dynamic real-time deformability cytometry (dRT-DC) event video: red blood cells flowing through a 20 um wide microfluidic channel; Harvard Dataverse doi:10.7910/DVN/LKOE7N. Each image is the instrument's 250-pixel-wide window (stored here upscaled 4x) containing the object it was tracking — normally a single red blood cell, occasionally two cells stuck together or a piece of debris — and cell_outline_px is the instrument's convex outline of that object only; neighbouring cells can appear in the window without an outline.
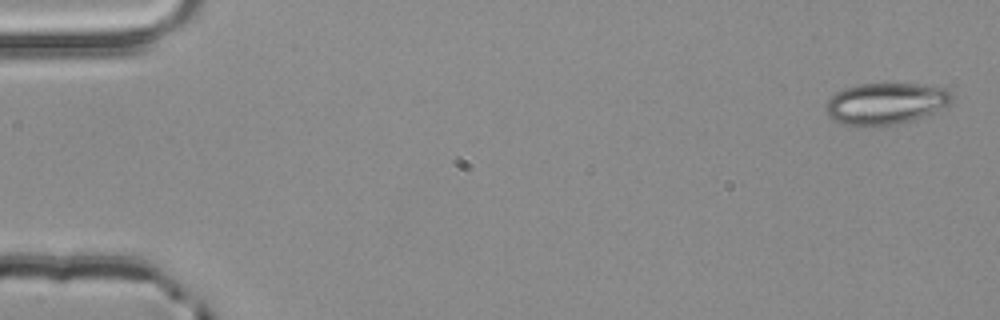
{"species": "common noctule bat (a hibernating species)", "species_latin": "Nyctalus noctula", "temperature_condition": "room temperature", "stored_images_in_passage": 5, "camera_frame_rate_fps": 3000, "um_per_image_px": 0.085, "animal": {"sex": "male", "body_mass_g": 20.4}, "frame": {"image": 1, "passage_image": 1, "time_ms": 0.0, "image_size_px": [1000, 320], "cell_outline_px": [[952, 100], [948, 104], [924, 116], [912, 120], [896, 124], [844, 124], [832, 120], [828, 116], [824, 108], [828, 100], [836, 92], [844, 88], [860, 84], [916, 84], [948, 88], [952, 92]], "centroid_in_image_um": [75.27, 8.77], "position_along_channel_um": 9.7, "area_um2": 30.0}}
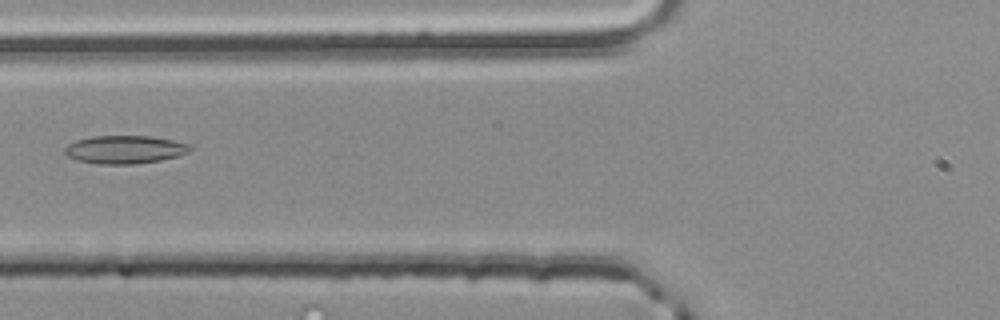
{"frame": {"image": 2, "passage_image": 5, "time_ms": 1.333, "image_size_px": [1000, 320], "cell_outline_px": [[192, 148], [188, 152], [176, 156], [160, 160], [132, 164], [100, 164], [80, 160], [68, 156], [64, 152], [64, 148], [68, 144], [76, 140], [92, 136], [148, 136], [172, 140], [188, 144]], "centroid_in_image_um": [10.58, 12.7], "position_along_channel_um": 115.2, "area_um2": 20.23}}